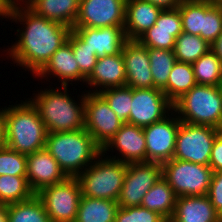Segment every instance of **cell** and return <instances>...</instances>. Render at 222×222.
Instances as JSON below:
<instances>
[{"label": "cell", "mask_w": 222, "mask_h": 222, "mask_svg": "<svg viewBox=\"0 0 222 222\" xmlns=\"http://www.w3.org/2000/svg\"><path fill=\"white\" fill-rule=\"evenodd\" d=\"M19 2V3H18ZM20 0H12L7 17L20 22L24 28L17 29L19 40L7 49L14 64L29 69L35 76L51 56L67 42L71 28L36 15ZM19 5V6H18ZM23 6V7H22ZM15 19V20H14ZM23 22V23H21Z\"/></svg>", "instance_id": "6da1fadb"}, {"label": "cell", "mask_w": 222, "mask_h": 222, "mask_svg": "<svg viewBox=\"0 0 222 222\" xmlns=\"http://www.w3.org/2000/svg\"><path fill=\"white\" fill-rule=\"evenodd\" d=\"M4 108V145L20 154L29 155L45 148L47 129L31 101Z\"/></svg>", "instance_id": "7a4b0ae2"}, {"label": "cell", "mask_w": 222, "mask_h": 222, "mask_svg": "<svg viewBox=\"0 0 222 222\" xmlns=\"http://www.w3.org/2000/svg\"><path fill=\"white\" fill-rule=\"evenodd\" d=\"M52 88L40 90L35 98L29 99L37 108L47 132L77 131L85 128V94L81 95V100L77 103L69 96L68 86H62L61 90L64 92Z\"/></svg>", "instance_id": "3957f363"}, {"label": "cell", "mask_w": 222, "mask_h": 222, "mask_svg": "<svg viewBox=\"0 0 222 222\" xmlns=\"http://www.w3.org/2000/svg\"><path fill=\"white\" fill-rule=\"evenodd\" d=\"M45 148L67 177H77L101 153V148L85 128L47 133Z\"/></svg>", "instance_id": "277c9868"}, {"label": "cell", "mask_w": 222, "mask_h": 222, "mask_svg": "<svg viewBox=\"0 0 222 222\" xmlns=\"http://www.w3.org/2000/svg\"><path fill=\"white\" fill-rule=\"evenodd\" d=\"M180 121L222 129V86L195 85L173 103Z\"/></svg>", "instance_id": "5b68a950"}, {"label": "cell", "mask_w": 222, "mask_h": 222, "mask_svg": "<svg viewBox=\"0 0 222 222\" xmlns=\"http://www.w3.org/2000/svg\"><path fill=\"white\" fill-rule=\"evenodd\" d=\"M126 169L127 164L109 158V156L105 157L101 152L96 159L76 177L81 187L82 196L118 201L123 187Z\"/></svg>", "instance_id": "8992f818"}, {"label": "cell", "mask_w": 222, "mask_h": 222, "mask_svg": "<svg viewBox=\"0 0 222 222\" xmlns=\"http://www.w3.org/2000/svg\"><path fill=\"white\" fill-rule=\"evenodd\" d=\"M213 170L209 165L171 160L162 164V176L179 196L207 195Z\"/></svg>", "instance_id": "52a82bcc"}, {"label": "cell", "mask_w": 222, "mask_h": 222, "mask_svg": "<svg viewBox=\"0 0 222 222\" xmlns=\"http://www.w3.org/2000/svg\"><path fill=\"white\" fill-rule=\"evenodd\" d=\"M36 195L43 202L51 222H75L82 196L76 177L44 187Z\"/></svg>", "instance_id": "ba28073f"}, {"label": "cell", "mask_w": 222, "mask_h": 222, "mask_svg": "<svg viewBox=\"0 0 222 222\" xmlns=\"http://www.w3.org/2000/svg\"><path fill=\"white\" fill-rule=\"evenodd\" d=\"M218 129L210 126L180 123L174 159L209 165L210 155Z\"/></svg>", "instance_id": "9c48e42d"}, {"label": "cell", "mask_w": 222, "mask_h": 222, "mask_svg": "<svg viewBox=\"0 0 222 222\" xmlns=\"http://www.w3.org/2000/svg\"><path fill=\"white\" fill-rule=\"evenodd\" d=\"M123 122L99 93L85 94V129L102 149L119 131Z\"/></svg>", "instance_id": "30bf717a"}, {"label": "cell", "mask_w": 222, "mask_h": 222, "mask_svg": "<svg viewBox=\"0 0 222 222\" xmlns=\"http://www.w3.org/2000/svg\"><path fill=\"white\" fill-rule=\"evenodd\" d=\"M161 177V163L139 162L127 164L123 187L117 201L119 207L141 206L145 194Z\"/></svg>", "instance_id": "8fae6325"}, {"label": "cell", "mask_w": 222, "mask_h": 222, "mask_svg": "<svg viewBox=\"0 0 222 222\" xmlns=\"http://www.w3.org/2000/svg\"><path fill=\"white\" fill-rule=\"evenodd\" d=\"M132 97V108L128 119L130 124L144 128L164 119L173 112V103L161 89L132 88Z\"/></svg>", "instance_id": "7c38bea8"}, {"label": "cell", "mask_w": 222, "mask_h": 222, "mask_svg": "<svg viewBox=\"0 0 222 222\" xmlns=\"http://www.w3.org/2000/svg\"><path fill=\"white\" fill-rule=\"evenodd\" d=\"M168 117L143 128L146 140V162L165 163L174 156L180 119L174 112Z\"/></svg>", "instance_id": "4fadbf2b"}, {"label": "cell", "mask_w": 222, "mask_h": 222, "mask_svg": "<svg viewBox=\"0 0 222 222\" xmlns=\"http://www.w3.org/2000/svg\"><path fill=\"white\" fill-rule=\"evenodd\" d=\"M127 0H80L79 15L73 27H122Z\"/></svg>", "instance_id": "5bb4252c"}, {"label": "cell", "mask_w": 222, "mask_h": 222, "mask_svg": "<svg viewBox=\"0 0 222 222\" xmlns=\"http://www.w3.org/2000/svg\"><path fill=\"white\" fill-rule=\"evenodd\" d=\"M119 151L121 156L109 158L119 160L125 164L146 162V140L142 127L130 123H123L119 131L101 149L105 155L109 149Z\"/></svg>", "instance_id": "9a60e30c"}, {"label": "cell", "mask_w": 222, "mask_h": 222, "mask_svg": "<svg viewBox=\"0 0 222 222\" xmlns=\"http://www.w3.org/2000/svg\"><path fill=\"white\" fill-rule=\"evenodd\" d=\"M121 52L125 65L126 86L154 88L148 48L138 40H127Z\"/></svg>", "instance_id": "2e32d148"}, {"label": "cell", "mask_w": 222, "mask_h": 222, "mask_svg": "<svg viewBox=\"0 0 222 222\" xmlns=\"http://www.w3.org/2000/svg\"><path fill=\"white\" fill-rule=\"evenodd\" d=\"M182 33L179 8L161 11L155 24L137 40L147 48L173 50L176 38Z\"/></svg>", "instance_id": "e0dca14e"}, {"label": "cell", "mask_w": 222, "mask_h": 222, "mask_svg": "<svg viewBox=\"0 0 222 222\" xmlns=\"http://www.w3.org/2000/svg\"><path fill=\"white\" fill-rule=\"evenodd\" d=\"M26 159V178L35 194L42 188L63 182L67 178L46 148L27 155Z\"/></svg>", "instance_id": "ac0fdd59"}, {"label": "cell", "mask_w": 222, "mask_h": 222, "mask_svg": "<svg viewBox=\"0 0 222 222\" xmlns=\"http://www.w3.org/2000/svg\"><path fill=\"white\" fill-rule=\"evenodd\" d=\"M72 30L87 43L97 58L119 54L128 40L122 27H73Z\"/></svg>", "instance_id": "d6986e66"}, {"label": "cell", "mask_w": 222, "mask_h": 222, "mask_svg": "<svg viewBox=\"0 0 222 222\" xmlns=\"http://www.w3.org/2000/svg\"><path fill=\"white\" fill-rule=\"evenodd\" d=\"M85 83L89 87L102 88L90 90L91 93H99L101 90L126 86L125 65L122 52L116 55H106L98 58L91 74Z\"/></svg>", "instance_id": "ffe728a7"}, {"label": "cell", "mask_w": 222, "mask_h": 222, "mask_svg": "<svg viewBox=\"0 0 222 222\" xmlns=\"http://www.w3.org/2000/svg\"><path fill=\"white\" fill-rule=\"evenodd\" d=\"M51 75H55L61 81V86H68L69 81H83L85 83L86 77L80 72L72 45L68 41L51 56L46 65L34 77L48 78Z\"/></svg>", "instance_id": "44dd1931"}, {"label": "cell", "mask_w": 222, "mask_h": 222, "mask_svg": "<svg viewBox=\"0 0 222 222\" xmlns=\"http://www.w3.org/2000/svg\"><path fill=\"white\" fill-rule=\"evenodd\" d=\"M217 213L207 195L179 196L170 222H218Z\"/></svg>", "instance_id": "7402d4cb"}, {"label": "cell", "mask_w": 222, "mask_h": 222, "mask_svg": "<svg viewBox=\"0 0 222 222\" xmlns=\"http://www.w3.org/2000/svg\"><path fill=\"white\" fill-rule=\"evenodd\" d=\"M160 7L144 0H127L124 30L128 40H137L158 19Z\"/></svg>", "instance_id": "603a6c76"}, {"label": "cell", "mask_w": 222, "mask_h": 222, "mask_svg": "<svg viewBox=\"0 0 222 222\" xmlns=\"http://www.w3.org/2000/svg\"><path fill=\"white\" fill-rule=\"evenodd\" d=\"M36 15L73 28L79 15L80 0H20Z\"/></svg>", "instance_id": "cb8c5ba5"}, {"label": "cell", "mask_w": 222, "mask_h": 222, "mask_svg": "<svg viewBox=\"0 0 222 222\" xmlns=\"http://www.w3.org/2000/svg\"><path fill=\"white\" fill-rule=\"evenodd\" d=\"M117 201L81 196L75 222H115Z\"/></svg>", "instance_id": "d4e9b609"}, {"label": "cell", "mask_w": 222, "mask_h": 222, "mask_svg": "<svg viewBox=\"0 0 222 222\" xmlns=\"http://www.w3.org/2000/svg\"><path fill=\"white\" fill-rule=\"evenodd\" d=\"M176 199L174 190L162 176L145 194L141 206L170 220L174 213Z\"/></svg>", "instance_id": "484cf974"}, {"label": "cell", "mask_w": 222, "mask_h": 222, "mask_svg": "<svg viewBox=\"0 0 222 222\" xmlns=\"http://www.w3.org/2000/svg\"><path fill=\"white\" fill-rule=\"evenodd\" d=\"M195 85H197V82L192 64L176 61L168 77L167 85L162 91L174 103Z\"/></svg>", "instance_id": "4316f807"}, {"label": "cell", "mask_w": 222, "mask_h": 222, "mask_svg": "<svg viewBox=\"0 0 222 222\" xmlns=\"http://www.w3.org/2000/svg\"><path fill=\"white\" fill-rule=\"evenodd\" d=\"M8 222H51L41 199L34 194L30 199L8 204Z\"/></svg>", "instance_id": "83f0119b"}, {"label": "cell", "mask_w": 222, "mask_h": 222, "mask_svg": "<svg viewBox=\"0 0 222 222\" xmlns=\"http://www.w3.org/2000/svg\"><path fill=\"white\" fill-rule=\"evenodd\" d=\"M192 66L197 85L222 86V62L211 49Z\"/></svg>", "instance_id": "f1b7e54d"}, {"label": "cell", "mask_w": 222, "mask_h": 222, "mask_svg": "<svg viewBox=\"0 0 222 222\" xmlns=\"http://www.w3.org/2000/svg\"><path fill=\"white\" fill-rule=\"evenodd\" d=\"M211 49V45L198 35L182 32L175 41L174 56L176 61L193 64Z\"/></svg>", "instance_id": "f546056e"}, {"label": "cell", "mask_w": 222, "mask_h": 222, "mask_svg": "<svg viewBox=\"0 0 222 222\" xmlns=\"http://www.w3.org/2000/svg\"><path fill=\"white\" fill-rule=\"evenodd\" d=\"M150 68L154 88L163 89L168 82V77L176 63L173 50L148 48Z\"/></svg>", "instance_id": "4dcf8cb0"}, {"label": "cell", "mask_w": 222, "mask_h": 222, "mask_svg": "<svg viewBox=\"0 0 222 222\" xmlns=\"http://www.w3.org/2000/svg\"><path fill=\"white\" fill-rule=\"evenodd\" d=\"M34 194L26 176L0 175V204L25 201Z\"/></svg>", "instance_id": "1f68e13d"}, {"label": "cell", "mask_w": 222, "mask_h": 222, "mask_svg": "<svg viewBox=\"0 0 222 222\" xmlns=\"http://www.w3.org/2000/svg\"><path fill=\"white\" fill-rule=\"evenodd\" d=\"M182 32L201 37L204 24V0H182L178 6Z\"/></svg>", "instance_id": "d6a6232c"}, {"label": "cell", "mask_w": 222, "mask_h": 222, "mask_svg": "<svg viewBox=\"0 0 222 222\" xmlns=\"http://www.w3.org/2000/svg\"><path fill=\"white\" fill-rule=\"evenodd\" d=\"M99 94L109 104L119 120L128 123L132 103V88L128 86L101 90Z\"/></svg>", "instance_id": "836d02e7"}, {"label": "cell", "mask_w": 222, "mask_h": 222, "mask_svg": "<svg viewBox=\"0 0 222 222\" xmlns=\"http://www.w3.org/2000/svg\"><path fill=\"white\" fill-rule=\"evenodd\" d=\"M222 32V8L213 0H204V24L201 38L212 45Z\"/></svg>", "instance_id": "e575fe53"}, {"label": "cell", "mask_w": 222, "mask_h": 222, "mask_svg": "<svg viewBox=\"0 0 222 222\" xmlns=\"http://www.w3.org/2000/svg\"><path fill=\"white\" fill-rule=\"evenodd\" d=\"M67 41L72 45V50L80 72L87 78L97 63V55L72 29Z\"/></svg>", "instance_id": "d590c367"}, {"label": "cell", "mask_w": 222, "mask_h": 222, "mask_svg": "<svg viewBox=\"0 0 222 222\" xmlns=\"http://www.w3.org/2000/svg\"><path fill=\"white\" fill-rule=\"evenodd\" d=\"M26 155L12 150L6 145L0 146V175L26 176Z\"/></svg>", "instance_id": "8d00e7d4"}, {"label": "cell", "mask_w": 222, "mask_h": 222, "mask_svg": "<svg viewBox=\"0 0 222 222\" xmlns=\"http://www.w3.org/2000/svg\"><path fill=\"white\" fill-rule=\"evenodd\" d=\"M159 213L142 206L119 207L115 222H166Z\"/></svg>", "instance_id": "74e56055"}, {"label": "cell", "mask_w": 222, "mask_h": 222, "mask_svg": "<svg viewBox=\"0 0 222 222\" xmlns=\"http://www.w3.org/2000/svg\"><path fill=\"white\" fill-rule=\"evenodd\" d=\"M207 196L222 217V171L213 172Z\"/></svg>", "instance_id": "f35d334b"}, {"label": "cell", "mask_w": 222, "mask_h": 222, "mask_svg": "<svg viewBox=\"0 0 222 222\" xmlns=\"http://www.w3.org/2000/svg\"><path fill=\"white\" fill-rule=\"evenodd\" d=\"M209 166L213 172L222 171V129H218L210 155Z\"/></svg>", "instance_id": "ab89813d"}, {"label": "cell", "mask_w": 222, "mask_h": 222, "mask_svg": "<svg viewBox=\"0 0 222 222\" xmlns=\"http://www.w3.org/2000/svg\"><path fill=\"white\" fill-rule=\"evenodd\" d=\"M150 2L161 9H175L181 4L182 0H144Z\"/></svg>", "instance_id": "60d3db41"}, {"label": "cell", "mask_w": 222, "mask_h": 222, "mask_svg": "<svg viewBox=\"0 0 222 222\" xmlns=\"http://www.w3.org/2000/svg\"><path fill=\"white\" fill-rule=\"evenodd\" d=\"M211 50L216 54V56L222 62V32L218 36V38L211 45Z\"/></svg>", "instance_id": "b9f144b4"}, {"label": "cell", "mask_w": 222, "mask_h": 222, "mask_svg": "<svg viewBox=\"0 0 222 222\" xmlns=\"http://www.w3.org/2000/svg\"><path fill=\"white\" fill-rule=\"evenodd\" d=\"M1 109H0V146H3L5 142V116H4V108Z\"/></svg>", "instance_id": "7bdbcfd3"}, {"label": "cell", "mask_w": 222, "mask_h": 222, "mask_svg": "<svg viewBox=\"0 0 222 222\" xmlns=\"http://www.w3.org/2000/svg\"><path fill=\"white\" fill-rule=\"evenodd\" d=\"M12 0H0V17L6 19Z\"/></svg>", "instance_id": "ee69618b"}, {"label": "cell", "mask_w": 222, "mask_h": 222, "mask_svg": "<svg viewBox=\"0 0 222 222\" xmlns=\"http://www.w3.org/2000/svg\"><path fill=\"white\" fill-rule=\"evenodd\" d=\"M0 222H8V205L0 204Z\"/></svg>", "instance_id": "f6af8a7d"}, {"label": "cell", "mask_w": 222, "mask_h": 222, "mask_svg": "<svg viewBox=\"0 0 222 222\" xmlns=\"http://www.w3.org/2000/svg\"><path fill=\"white\" fill-rule=\"evenodd\" d=\"M215 5H218L222 8V0H213Z\"/></svg>", "instance_id": "bcb514c9"}]
</instances>
